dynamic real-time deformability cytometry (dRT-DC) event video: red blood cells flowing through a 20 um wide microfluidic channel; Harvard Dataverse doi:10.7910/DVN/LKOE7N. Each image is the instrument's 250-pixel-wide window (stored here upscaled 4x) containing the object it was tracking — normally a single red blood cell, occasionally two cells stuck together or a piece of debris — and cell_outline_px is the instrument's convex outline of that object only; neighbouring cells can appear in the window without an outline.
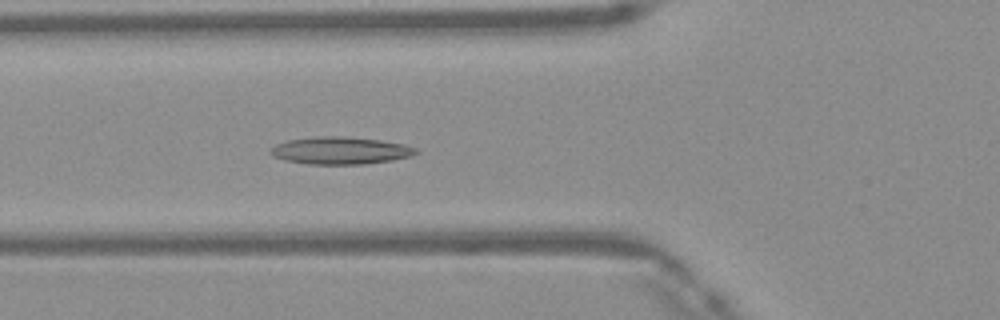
{"species": "Egyptian fruit bat (a non-hibernating species)", "species_latin": "Rousettus aegyptiacus", "temperature_condition": "warm", "stored_images_in_passage": 30, "camera_frame_rate_fps": 3000, "um_per_image_px": 0.085, "frame": {"image": 1, "passage_image": 10, "time_ms": 3.0, "image_size_px": [1000, 320], "cell_outline_px": [[420, 152], [412, 156], [392, 160], [364, 164], [308, 164], [284, 160], [272, 156], [268, 152], [276, 144], [288, 140], [316, 136], [344, 136], [380, 140], [404, 144], [416, 148]], "centroid_in_image_um": [28.93, 12.79], "position_along_channel_um": 96.9, "area_um2": 23.29}}
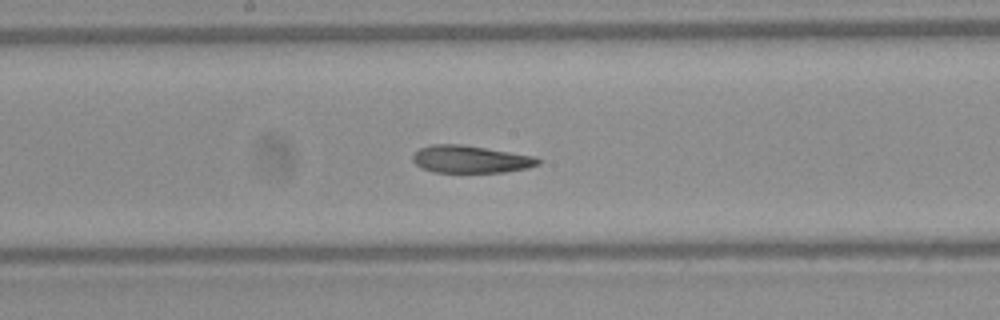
{"frame": {"image": 2, "passage_image": 18, "time_ms": 5.667, "image_size_px": [1000, 320], "cell_outline_px": [[544, 160], [540, 164], [528, 168], [504, 172], [432, 172], [420, 168], [412, 160], [412, 156], [420, 148], [432, 144], [460, 144], [536, 156]], "centroid_in_image_um": [40.02, 13.54], "position_along_channel_um": 208.2, "area_um2": 20.17}}
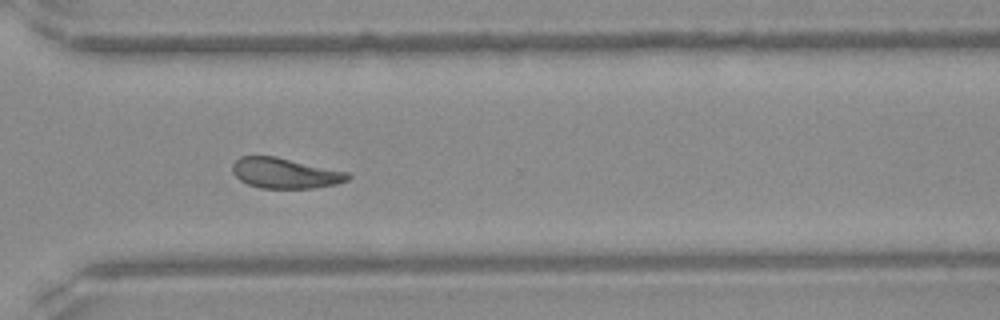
{"frame": {"image": 3, "passage_image": 28, "time_ms": 9.0, "image_size_px": [1000, 320], "cell_outline_px": [[352, 176], [348, 180], [336, 184], [312, 188], [260, 188], [248, 184], [240, 180], [232, 172], [232, 164], [240, 156], [276, 156], [348, 172]], "centroid_in_image_um": [24.23, 14.71], "position_along_channel_um": 346.4, "area_um2": 20.46}, "authors_computed_cell_mechanics": {"area_um2": 21.0681, "velocity_mm_per_s": 4.1506, "shape_relaxation_time_tau1_ms": null, "shape_relaxation_time_tau2_ms": 1.6343, "deformation_change_tau1": null, "deformation_change_tau2": 0.0865}}